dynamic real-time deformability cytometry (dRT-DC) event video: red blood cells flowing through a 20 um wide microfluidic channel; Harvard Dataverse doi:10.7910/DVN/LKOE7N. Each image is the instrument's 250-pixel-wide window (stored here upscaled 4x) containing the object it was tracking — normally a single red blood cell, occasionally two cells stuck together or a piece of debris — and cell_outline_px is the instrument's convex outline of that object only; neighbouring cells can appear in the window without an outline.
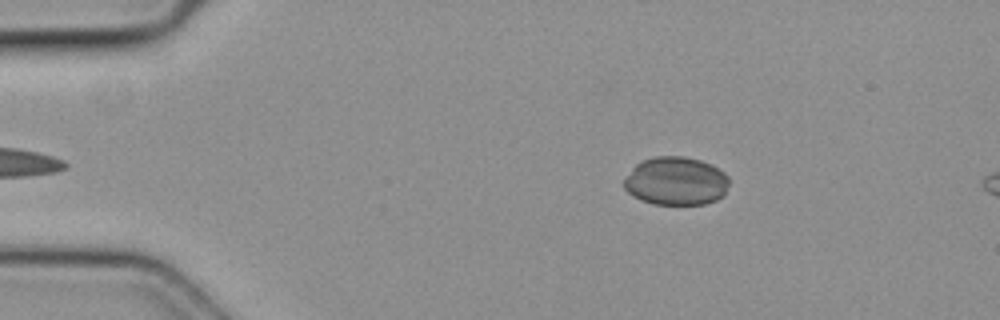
{"species": "common noctule bat (a hibernating species)", "species_latin": "Nyctalus noctula", "temperature_condition": "cold", "stored_images_in_passage": 3, "camera_frame_rate_fps": 3000, "um_per_image_px": 0.085, "animal": {"sex": "female", "body_mass_g": 19.3, "forearm_length_mm": 54.1}, "frame": {"image": 1, "passage_image": 1, "time_ms": 0.0, "image_size_px": [1000, 320], "cell_outline_px": [[728, 184], [724, 196], [716, 200], [704, 204], [652, 204], [640, 200], [628, 192], [624, 188], [624, 180], [632, 168], [636, 164], [644, 160], [656, 156], [684, 156], [700, 160], [712, 164], [724, 172], [728, 176]], "centroid_in_image_um": [57.47, 15.39], "position_along_channel_um": 27.5, "area_um2": 29.71}}